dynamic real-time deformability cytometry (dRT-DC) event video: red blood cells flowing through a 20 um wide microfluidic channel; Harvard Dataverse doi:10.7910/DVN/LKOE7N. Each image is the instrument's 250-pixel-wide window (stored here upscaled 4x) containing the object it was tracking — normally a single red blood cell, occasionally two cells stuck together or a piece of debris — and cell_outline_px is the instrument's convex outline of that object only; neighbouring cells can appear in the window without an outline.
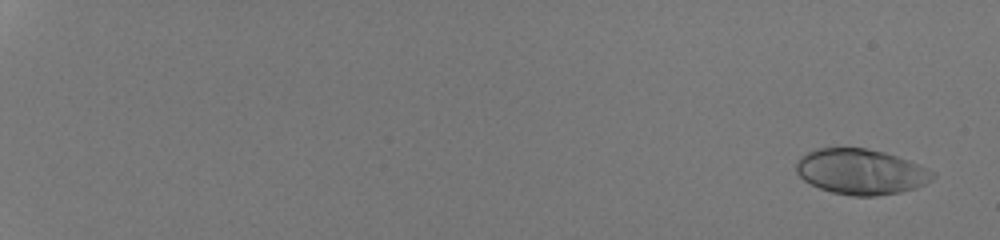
{"species": "human", "species_latin": "Homo sapiens", "temperature_condition": "room temperature", "stored_images_in_passage": 54, "camera_frame_rate_fps": 3000, "um_per_image_px": 0.085, "donor": {"sex": "male"}, "frame": {"image": 1, "passage_image": 3, "time_ms": 0.667, "image_size_px": [1000, 240], "cell_outline_px": [[936, 176], [932, 180], [916, 188], [900, 192], [876, 196], [852, 196], [832, 192], [820, 188], [804, 180], [796, 172], [796, 160], [800, 156], [816, 148], [864, 148], [884, 152], [908, 160], [936, 172]], "centroid_in_image_um": [73.18, 14.6], "position_along_channel_um": 11.8, "area_um2": 36.18}}
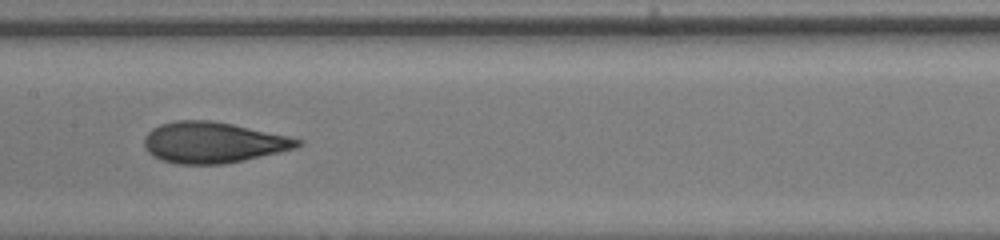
{"frame": {"image": 2, "passage_image": 33, "time_ms": 10.667, "image_size_px": [1000, 240], "cell_outline_px": [[304, 144], [296, 148], [244, 160], [224, 164], [176, 164], [160, 160], [152, 156], [144, 148], [144, 136], [152, 128], [160, 124], [176, 120], [212, 120], [232, 124], [288, 136], [304, 140]], "centroid_in_image_um": [18.08, 12.11], "position_along_channel_um": 189.3, "area_um2": 36.82}}
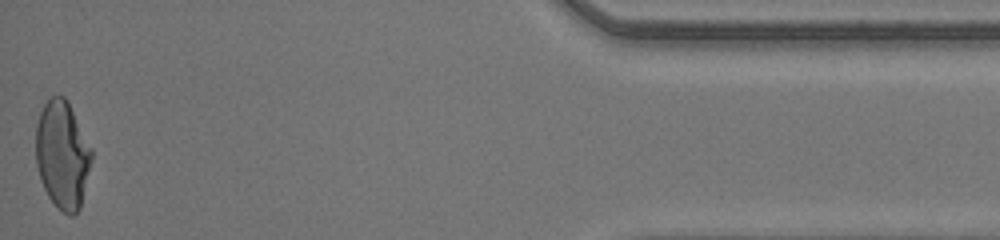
{"frame": {"image": 3, "passage_image": 54, "time_ms": 17.667, "image_size_px": [1000, 240], "cell_outline_px": [[92, 160], [80, 208], [72, 216], [68, 216], [48, 196], [40, 180], [36, 164], [36, 124], [40, 112], [44, 104], [52, 96], [64, 96], [68, 100], [92, 148]], "centroid_in_image_um": [5.31, 13.13], "position_along_channel_um": 429.9, "area_um2": 35.08}, "authors_computed_cell_mechanics": {"area_um2": 35.7204, "velocity_mm_per_s": 4.2688, "shape_relaxation_time_tau1_ms": 6.7575, "shape_relaxation_time_tau2_ms": 0.73, "deformation_change_tau1": 0.2341, "deformation_change_tau2": 0.0664}}